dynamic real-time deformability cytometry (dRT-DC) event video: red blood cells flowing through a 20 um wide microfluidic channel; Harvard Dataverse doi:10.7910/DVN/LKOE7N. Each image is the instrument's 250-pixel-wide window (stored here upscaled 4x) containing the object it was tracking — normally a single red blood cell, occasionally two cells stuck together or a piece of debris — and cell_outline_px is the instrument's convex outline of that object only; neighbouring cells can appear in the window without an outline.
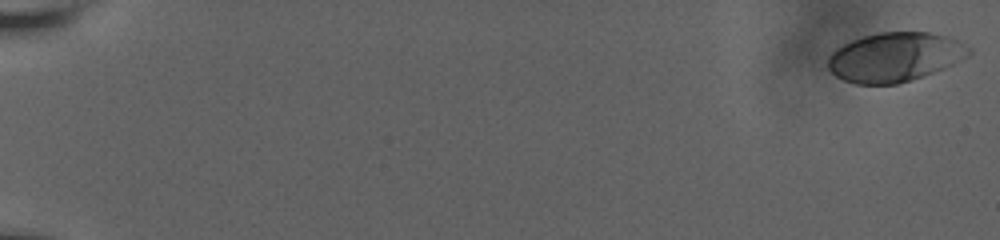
{"species": "human", "species_latin": "Homo sapiens", "temperature_condition": "room temperature", "stored_images_in_passage": 22, "camera_frame_rate_fps": 3000, "um_per_image_px": 0.085, "donor": {"sex": "male"}, "frame": {"image": 1, "passage_image": 1, "time_ms": 0.0, "image_size_px": [1000, 240], "cell_outline_px": [[972, 52], [968, 56], [952, 64], [924, 76], [912, 80], [896, 84], [856, 84], [844, 80], [836, 76], [828, 68], [828, 56], [836, 48], [852, 40], [864, 36], [880, 32], [928, 32], [948, 36], [972, 48]], "centroid_in_image_um": [76.06, 4.85], "position_along_channel_um": 8.9, "area_um2": 40.34}}
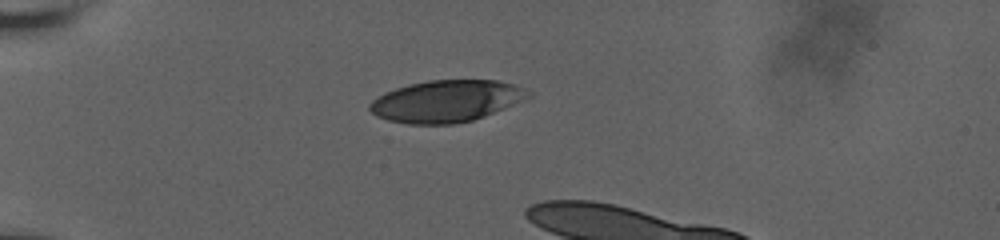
{"frame": {"image": 2, "passage_image": 15, "time_ms": 6.0, "image_size_px": [1000, 240], "cell_outline_px": [[532, 96], [524, 100], [484, 116], [472, 120], [452, 124], [408, 124], [388, 120], [376, 116], [368, 108], [368, 104], [376, 96], [384, 92], [408, 84], [428, 80], [496, 80], [512, 84], [524, 88], [532, 92]], "centroid_in_image_um": [37.91, 8.59], "position_along_channel_um": 47.1, "area_um2": 38.73}}
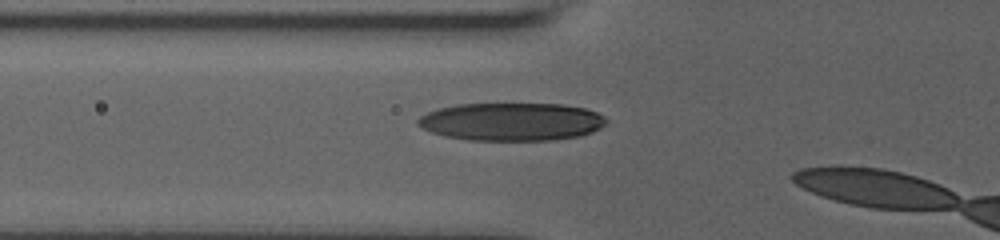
{"frame": {"image": 3, "passage_image": 20, "time_ms": 8.0, "image_size_px": [1000, 240], "cell_outline_px": [[608, 124], [592, 132], [580, 136], [556, 140], [468, 140], [444, 136], [432, 132], [416, 124], [416, 120], [420, 116], [428, 112], [440, 108], [460, 104], [560, 104], [584, 108], [596, 112], [604, 116], [608, 120]], "centroid_in_image_um": [43.51, 10.35], "position_along_channel_um": 82.3, "area_um2": 41.79}}